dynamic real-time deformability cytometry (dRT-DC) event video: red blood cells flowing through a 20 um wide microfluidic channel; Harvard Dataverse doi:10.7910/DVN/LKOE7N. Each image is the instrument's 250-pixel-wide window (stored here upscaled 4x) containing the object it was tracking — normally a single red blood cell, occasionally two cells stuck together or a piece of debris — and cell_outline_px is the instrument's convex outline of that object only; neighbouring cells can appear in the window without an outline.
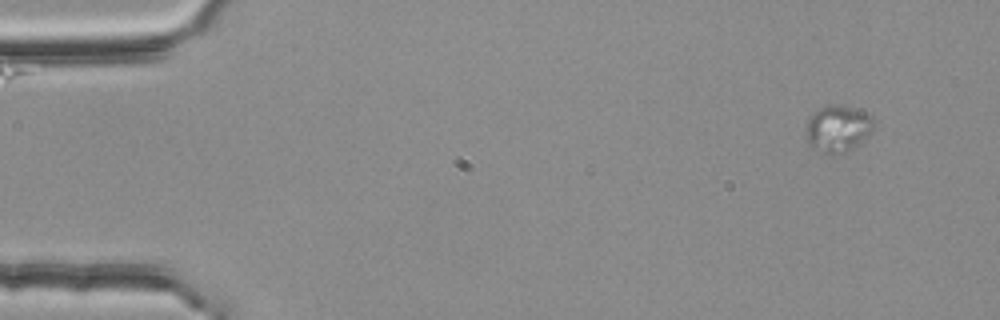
{"species": "common noctule bat (a hibernating species)", "species_latin": "Nyctalus noctula", "temperature_condition": "room temperature", "stored_images_in_passage": 51, "camera_frame_rate_fps": 3000, "um_per_image_px": 0.085, "animal": {"sex": "female", "body_mass_g": 25.1}, "frame": {"image": 1, "passage_image": 1, "time_ms": 0.0, "image_size_px": [1000, 320], "cell_outline_px": [[872, 128], [856, 144], [844, 152], [824, 152], [812, 148], [804, 140], [808, 120], [812, 112], [824, 104], [832, 104], [852, 108], [864, 112], [872, 116]], "centroid_in_image_um": [71.11, 10.88], "position_along_channel_um": 13.9, "area_um2": 17.92}}